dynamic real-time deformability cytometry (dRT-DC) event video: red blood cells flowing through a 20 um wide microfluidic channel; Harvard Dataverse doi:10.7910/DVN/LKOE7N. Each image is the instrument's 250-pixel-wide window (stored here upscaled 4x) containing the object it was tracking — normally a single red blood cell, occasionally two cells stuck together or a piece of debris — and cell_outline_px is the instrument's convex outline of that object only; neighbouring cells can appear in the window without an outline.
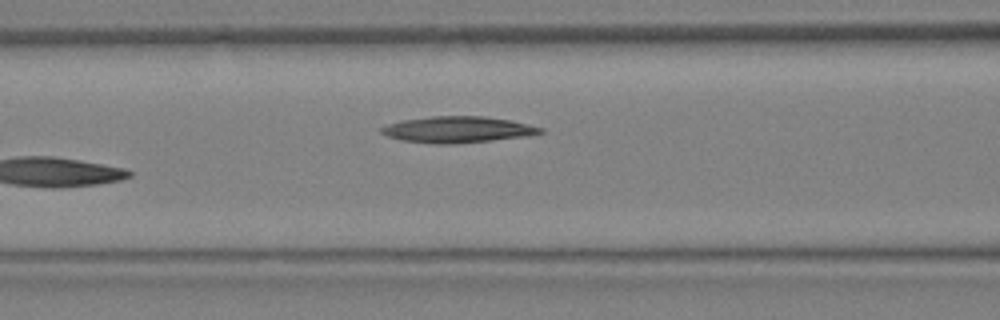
{"species": "Egyptian fruit bat (a non-hibernating species)", "species_latin": "Rousettus aegyptiacus", "temperature_condition": "warm", "stored_images_in_passage": 11, "camera_frame_rate_fps": 3000, "um_per_image_px": 0.085, "animal": {"sex": "female"}, "frame": {"image": 1, "passage_image": 11, "time_ms": 3.333, "image_size_px": [1000, 320], "cell_outline_px": [[544, 132], [524, 136], [492, 140], [452, 144], [436, 144], [400, 140], [388, 136], [380, 132], [380, 128], [388, 124], [404, 120], [432, 116], [484, 116], [508, 120], [528, 124], [544, 128]], "centroid_in_image_um": [38.88, 11.01], "position_along_channel_um": 127.7, "area_um2": 24.1}}